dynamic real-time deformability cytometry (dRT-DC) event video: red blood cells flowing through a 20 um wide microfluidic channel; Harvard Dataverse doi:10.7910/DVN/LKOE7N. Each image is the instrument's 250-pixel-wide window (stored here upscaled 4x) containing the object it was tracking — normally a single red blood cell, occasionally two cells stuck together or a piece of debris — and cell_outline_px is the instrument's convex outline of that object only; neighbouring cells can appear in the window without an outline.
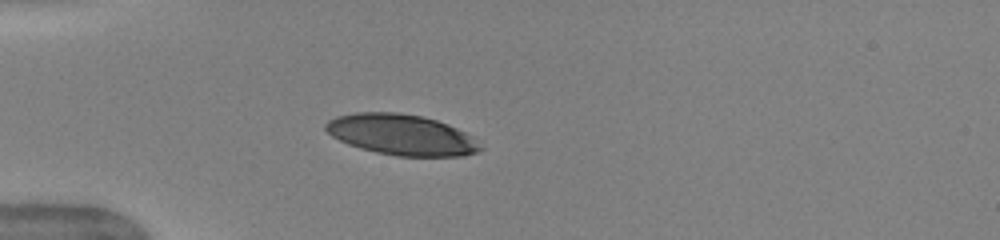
{"species": "human", "species_latin": "Homo sapiens", "temperature_condition": "warm", "stored_images_in_passage": 37, "camera_frame_rate_fps": 3000, "um_per_image_px": 0.085, "donor": {"sex": "female"}, "frame": {"image": 1, "passage_image": 1, "time_ms": 0.0, "image_size_px": [1000, 240], "cell_outline_px": [[484, 148], [476, 152], [464, 156], [396, 156], [376, 152], [360, 148], [348, 144], [332, 136], [324, 128], [324, 124], [328, 120], [336, 116], [356, 112], [400, 112], [420, 116], [436, 120], [448, 124], [472, 136]], "centroid_in_image_um": [34.11, 11.45], "position_along_channel_um": 50.9, "area_um2": 36.76}}
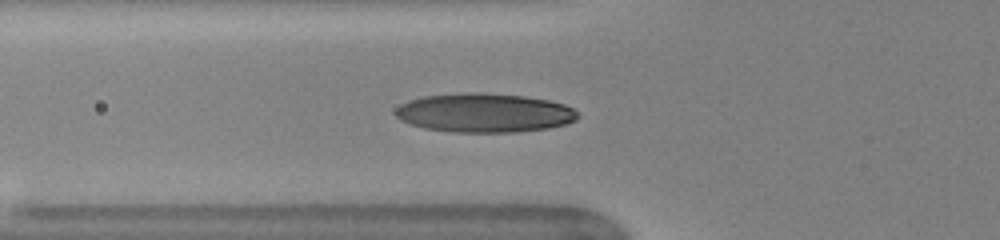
{"frame": {"image": 2, "passage_image": 5, "time_ms": 1.333, "image_size_px": [1000, 240], "cell_outline_px": [[580, 116], [576, 120], [568, 124], [548, 128], [516, 132], [452, 132], [424, 128], [400, 120], [396, 116], [396, 108], [400, 104], [408, 100], [424, 96], [468, 92], [480, 92], [524, 96], [548, 100], [564, 104], [572, 108]], "centroid_in_image_um": [41.18, 9.59], "position_along_channel_um": 84.6, "area_um2": 41.56}}
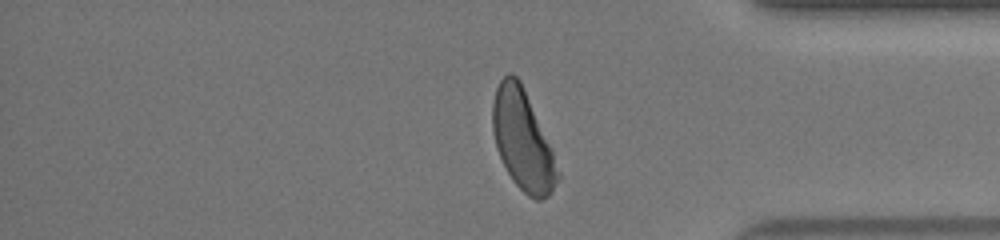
{"frame": {"image": 3, "passage_image": 29, "time_ms": 9.333, "image_size_px": [1000, 240], "cell_outline_px": [[560, 176], [552, 192], [548, 196], [540, 200], [536, 200], [528, 196], [512, 180], [496, 148], [492, 128], [492, 104], [496, 88], [500, 80], [508, 72], [512, 72], [520, 80], [552, 148], [560, 172]], "centroid_in_image_um": [44.43, 11.91], "position_along_channel_um": 390.8, "area_um2": 37.92}, "authors_computed_cell_mechanics": {"area_um2": 39.9398, "velocity_mm_per_s": 3.9636, "shape_relaxation_time_tau1_ms": 2.8167, "shape_relaxation_time_tau2_ms": null, "deformation_change_tau1": 0.163, "deformation_change_tau2": null}}